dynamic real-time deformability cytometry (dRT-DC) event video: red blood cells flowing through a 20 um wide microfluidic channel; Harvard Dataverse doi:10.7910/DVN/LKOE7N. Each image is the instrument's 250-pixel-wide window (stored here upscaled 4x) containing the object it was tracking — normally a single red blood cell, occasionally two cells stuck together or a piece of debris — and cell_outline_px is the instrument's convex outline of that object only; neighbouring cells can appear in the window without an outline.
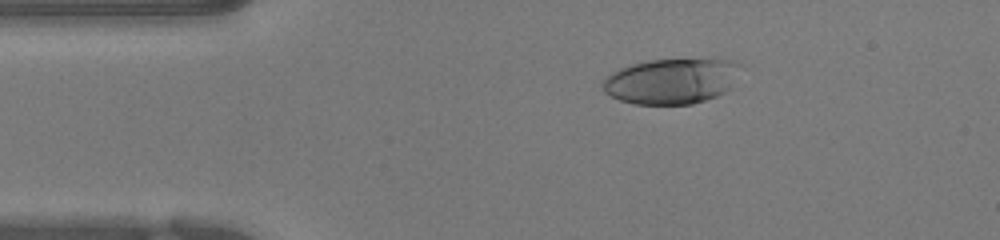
{"species": "human", "species_latin": "Homo sapiens", "temperature_condition": "warm", "stored_images_in_passage": 50, "camera_frame_rate_fps": 3000, "um_per_image_px": 0.085, "donor": {"sex": "female"}, "frame": {"image": 1, "passage_image": 8, "time_ms": 2.333, "image_size_px": [1000, 240], "cell_outline_px": [[736, 64], [728, 88], [724, 92], [716, 96], [692, 104], [632, 104], [620, 100], [604, 92], [600, 84], [612, 72], [620, 68], [632, 64], [648, 60], [732, 60]], "centroid_in_image_um": [56.92, 6.92], "position_along_channel_um": 28.1, "area_um2": 35.43}}
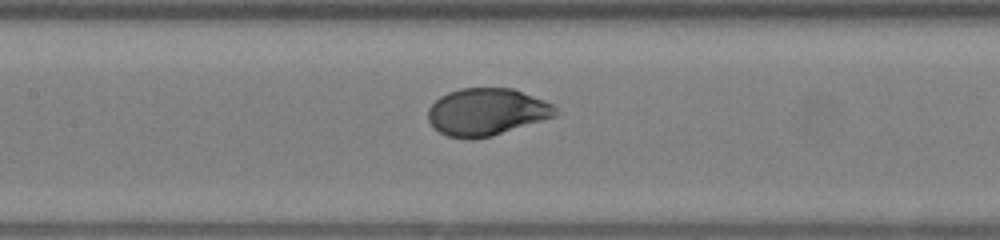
{"frame": {"image": 2, "passage_image": 22, "time_ms": 7.0, "image_size_px": [1000, 240], "cell_outline_px": [[560, 112], [556, 116], [492, 136], [472, 140], [468, 140], [448, 136], [440, 132], [428, 120], [428, 108], [440, 96], [448, 92], [460, 88], [512, 88], [544, 100], [552, 104]], "centroid_in_image_um": [41.37, 9.52], "position_along_channel_um": 166.0, "area_um2": 35.14}}
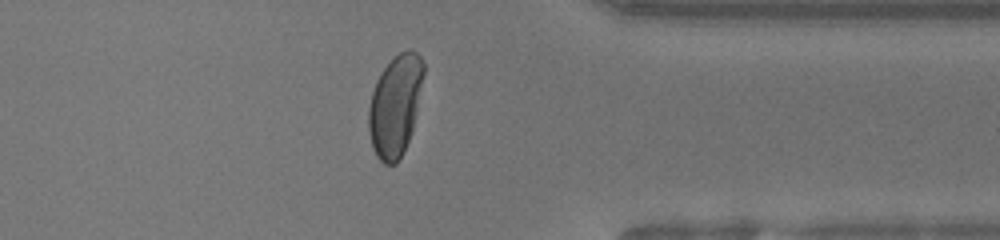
{"frame": {"image": 3, "passage_image": 39, "time_ms": 12.667, "image_size_px": [1000, 240], "cell_outline_px": [[424, 72], [412, 132], [396, 164], [384, 164], [376, 156], [372, 148], [368, 132], [368, 108], [372, 92], [376, 80], [380, 72], [400, 52], [408, 48], [412, 48], [420, 56], [424, 64]], "centroid_in_image_um": [33.57, 8.96], "position_along_channel_um": 377.8, "area_um2": 32.31}, "authors_computed_cell_mechanics": {"area_um2": 36.2406, "velocity_mm_per_s": 3.9469, "shape_relaxation_time_tau1_ms": 3.1572, "shape_relaxation_time_tau2_ms": null, "deformation_change_tau1": 0.1983, "deformation_change_tau2": null}}